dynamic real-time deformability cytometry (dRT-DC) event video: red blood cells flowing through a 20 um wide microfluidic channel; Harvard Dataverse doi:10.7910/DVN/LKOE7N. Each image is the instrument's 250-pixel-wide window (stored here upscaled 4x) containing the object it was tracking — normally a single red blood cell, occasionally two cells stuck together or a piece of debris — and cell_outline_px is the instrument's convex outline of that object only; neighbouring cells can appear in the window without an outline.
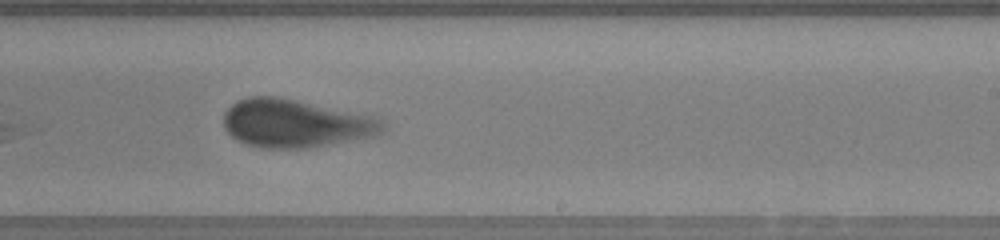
{"species": "human", "species_latin": "Homo sapiens", "temperature_condition": "warm", "stored_images_in_passage": 36, "camera_frame_rate_fps": 3000, "um_per_image_px": 0.085, "donor": {"sex": "female"}, "frame": {"image": 1, "passage_image": 16, "time_ms": 5.0, "image_size_px": [1000, 240], "cell_outline_px": [[384, 128], [368, 136], [328, 144], [304, 148], [268, 148], [248, 144], [236, 140], [224, 128], [224, 112], [236, 100], [248, 96], [272, 96], [296, 100], [368, 116], [380, 120], [384, 124]], "centroid_in_image_um": [24.96, 10.48], "position_along_channel_um": 264.0, "area_um2": 43.29}}
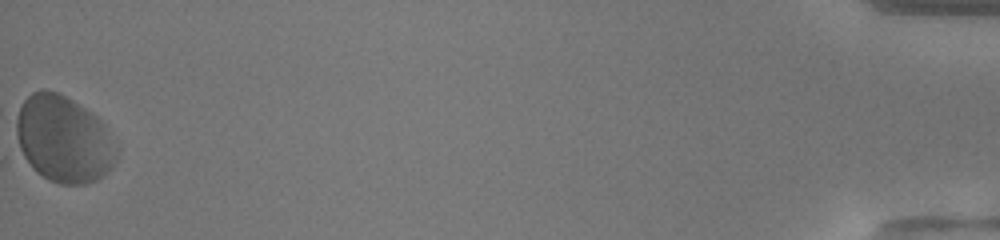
{"frame": {"image": 2, "passage_image": 36, "time_ms": 11.667, "image_size_px": [1000, 240], "cell_outline_px": [[120, 152], [112, 168], [108, 172], [96, 180], [88, 184], [60, 184], [48, 180], [36, 172], [20, 156], [16, 136], [12, 112], [32, 92], [44, 88], [56, 92], [72, 100], [96, 116], [104, 124]], "centroid_in_image_um": [5.34, 11.83], "position_along_channel_um": 429.9, "area_um2": 51.9}, "authors_computed_cell_mechanics": {"area_um2": 44.8239, "velocity_mm_per_s": 4.0916, "shape_relaxation_time_tau1_ms": 2.3003, "shape_relaxation_time_tau2_ms": 0.8869, "deformation_change_tau1": 0.1306, "deformation_change_tau2": 0.0741}}